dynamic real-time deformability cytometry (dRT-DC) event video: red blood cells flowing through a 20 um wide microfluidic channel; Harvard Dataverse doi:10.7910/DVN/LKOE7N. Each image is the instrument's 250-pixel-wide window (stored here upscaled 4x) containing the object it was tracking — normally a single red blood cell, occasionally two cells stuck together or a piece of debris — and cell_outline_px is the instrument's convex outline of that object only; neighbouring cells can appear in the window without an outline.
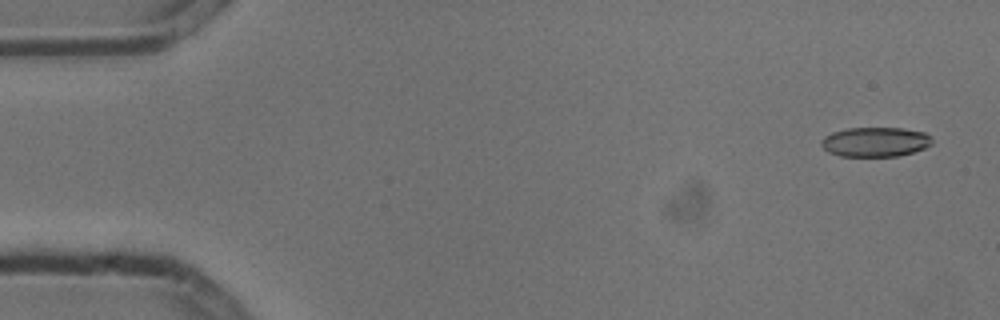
{"species": "common noctule bat (a hibernating species)", "species_latin": "Nyctalus noctula", "temperature_condition": "cold", "stored_images_in_passage": 4, "camera_frame_rate_fps": 3000, "um_per_image_px": 0.085, "animal": {"sex": "male", "body_mass_g": 13.3}, "frame": {"image": 1, "passage_image": 1, "time_ms": 0.0, "image_size_px": [1000, 320], "cell_outline_px": [[932, 144], [924, 148], [912, 152], [896, 156], [840, 156], [828, 152], [820, 144], [824, 136], [832, 132], [848, 128], [904, 128], [924, 132], [932, 136]], "centroid_in_image_um": [74.4, 12.05], "position_along_channel_um": 10.6, "area_um2": 19.13}}
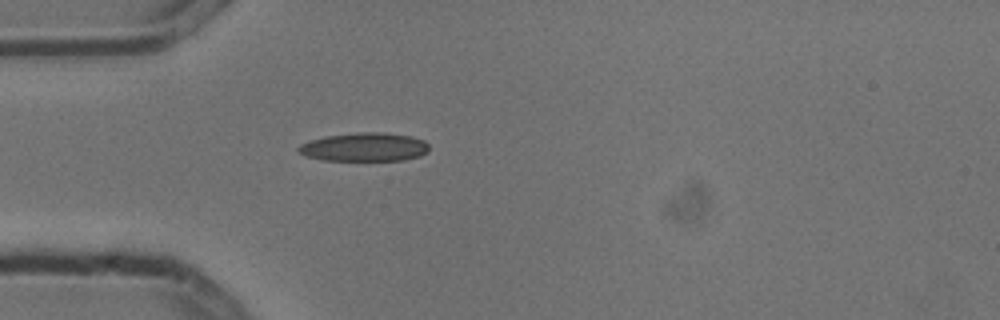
{"frame": {"image": 2, "passage_image": 4, "time_ms": 1.0, "image_size_px": [1000, 320], "cell_outline_px": [[428, 152], [420, 156], [404, 160], [324, 160], [304, 156], [296, 152], [296, 148], [300, 144], [308, 140], [324, 136], [360, 132], [384, 132], [412, 136], [424, 140], [428, 144]], "centroid_in_image_um": [30.94, 12.49], "position_along_channel_um": 54.1, "area_um2": 22.08}}